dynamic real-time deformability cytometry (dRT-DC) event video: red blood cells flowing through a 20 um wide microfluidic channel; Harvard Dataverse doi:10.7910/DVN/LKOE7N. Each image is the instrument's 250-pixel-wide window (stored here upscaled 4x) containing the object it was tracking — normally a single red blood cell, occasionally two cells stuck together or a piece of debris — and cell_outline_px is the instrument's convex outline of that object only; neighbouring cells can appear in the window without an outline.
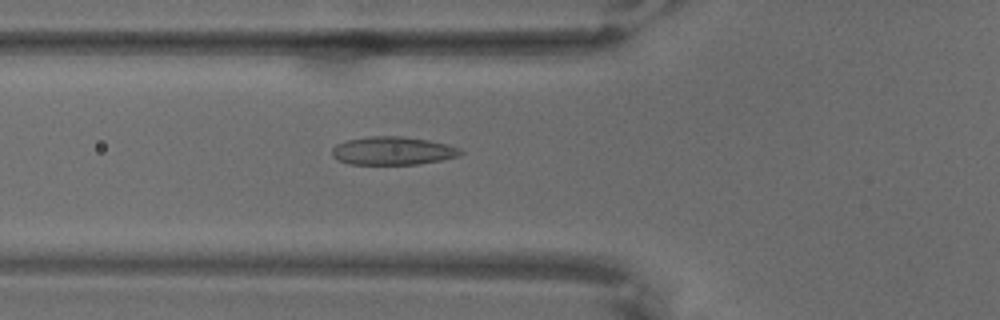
{"species": "common noctule bat (a hibernating species)", "species_latin": "Nyctalus noctula", "temperature_condition": "warm", "stored_images_in_passage": 67, "camera_frame_rate_fps": 3000, "um_per_image_px": 0.085, "animal": {"sex": "male", "body_mass_g": 18.8}, "frame": {"image": 1, "passage_image": 25, "time_ms": 8.0, "image_size_px": [1000, 320], "cell_outline_px": [[464, 152], [460, 156], [440, 160], [416, 164], [348, 164], [332, 156], [332, 148], [336, 144], [348, 140], [372, 136], [404, 136], [428, 140], [448, 144], [460, 148]], "centroid_in_image_um": [33.41, 12.81], "position_along_channel_um": 92.4, "area_um2": 21.1}}
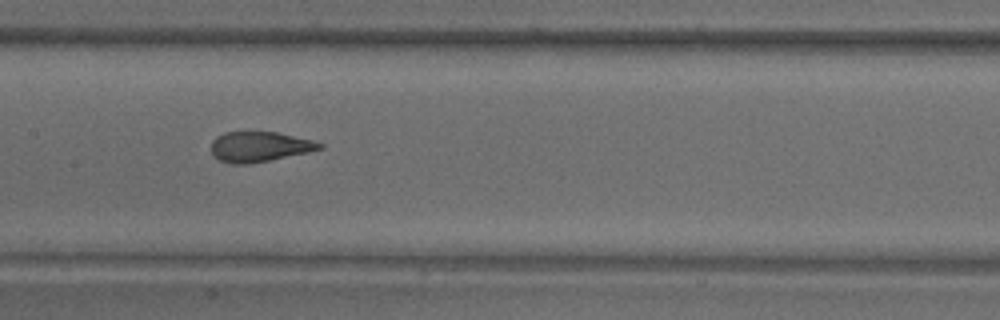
{"frame": {"image": 2, "passage_image": 34, "time_ms": 11.0, "image_size_px": [1000, 320], "cell_outline_px": [[324, 148], [308, 152], [248, 164], [232, 164], [220, 160], [212, 152], [212, 140], [216, 136], [224, 132], [276, 132], [312, 140], [324, 144]], "centroid_in_image_um": [22.06, 12.46], "position_along_channel_um": 185.3, "area_um2": 18.84}}
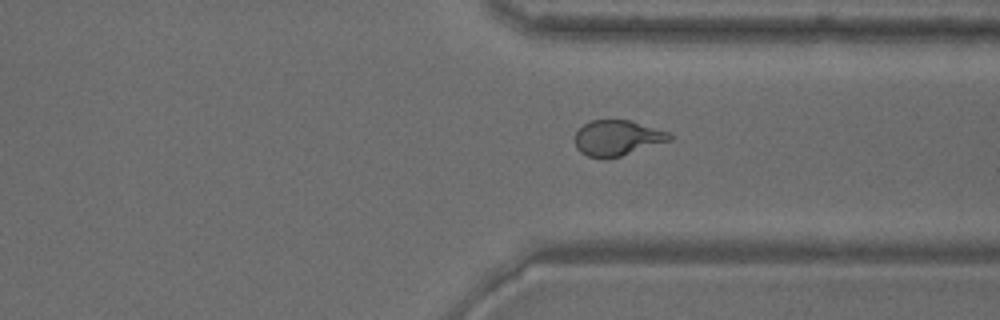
{"frame": {"image": 3, "passage_image": 51, "time_ms": 16.667, "image_size_px": [1000, 320], "cell_outline_px": [[672, 140], [620, 156], [604, 160], [588, 156], [580, 152], [576, 148], [576, 132], [584, 124], [592, 120], [628, 120], [668, 132], [672, 136]], "centroid_in_image_um": [52.45, 11.74], "position_along_channel_um": 359.0, "area_um2": 19.42}}